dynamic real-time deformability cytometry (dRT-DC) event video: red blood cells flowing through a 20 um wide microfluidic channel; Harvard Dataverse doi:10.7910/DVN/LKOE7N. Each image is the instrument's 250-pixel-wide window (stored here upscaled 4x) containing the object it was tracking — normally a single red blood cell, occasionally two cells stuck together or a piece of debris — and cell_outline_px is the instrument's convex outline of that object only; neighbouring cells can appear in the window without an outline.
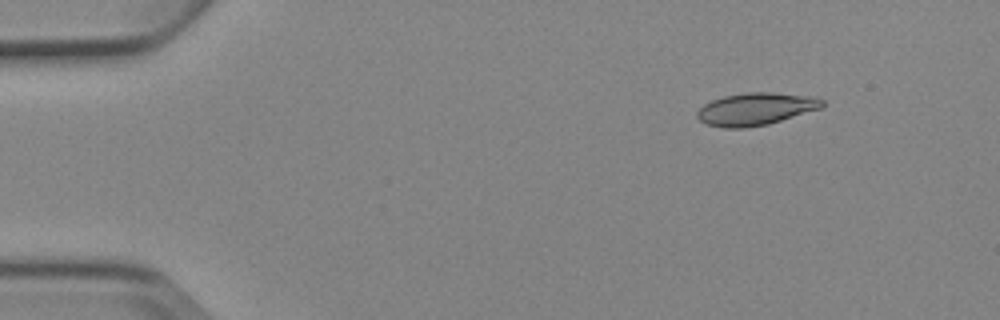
{"species": "Egyptian fruit bat (a non-hibernating species)", "species_latin": "Rousettus aegyptiacus", "temperature_condition": "cold", "stored_images_in_passage": 4, "camera_frame_rate_fps": 3000, "um_per_image_px": 0.085, "animal": {"sex": "female"}, "frame": {"image": 1, "passage_image": 2, "time_ms": 1.333, "image_size_px": [1000, 320], "cell_outline_px": [[824, 104], [820, 108], [768, 124], [744, 128], [724, 128], [708, 124], [700, 120], [696, 116], [696, 112], [704, 104], [712, 100], [724, 96], [748, 92], [768, 92], [812, 96], [824, 100]], "centroid_in_image_um": [64.21, 9.26], "position_along_channel_um": 20.8, "area_um2": 23.41}}
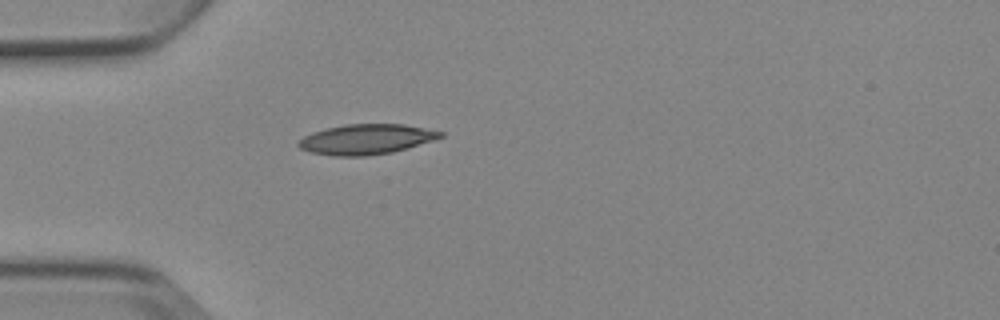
{"frame": {"image": 2, "passage_image": 4, "time_ms": 4.333, "image_size_px": [1000, 320], "cell_outline_px": [[444, 136], [432, 140], [392, 152], [364, 156], [332, 156], [308, 152], [300, 148], [296, 144], [304, 136], [312, 132], [344, 124], [404, 124], [444, 132]], "centroid_in_image_um": [31.08, 11.84], "position_along_channel_um": 53.9, "area_um2": 24.8}}